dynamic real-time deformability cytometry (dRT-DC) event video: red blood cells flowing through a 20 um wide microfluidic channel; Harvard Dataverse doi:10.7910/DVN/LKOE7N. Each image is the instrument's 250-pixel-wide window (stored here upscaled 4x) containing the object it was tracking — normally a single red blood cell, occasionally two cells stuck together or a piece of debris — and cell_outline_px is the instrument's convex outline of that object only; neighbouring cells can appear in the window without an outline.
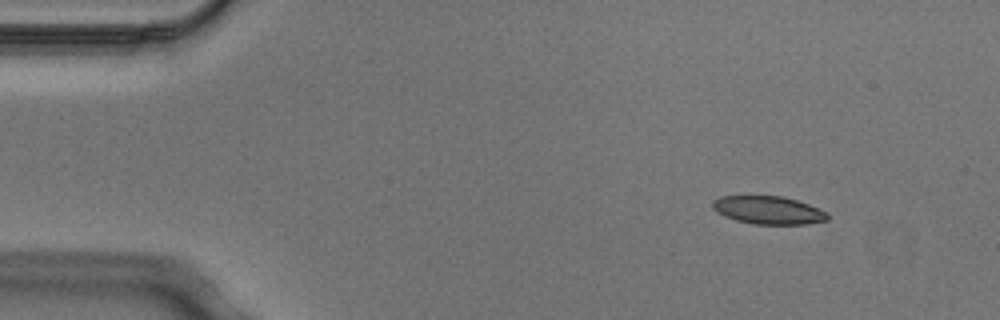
{"species": "Egyptian fruit bat (a non-hibernating species)", "species_latin": "Rousettus aegyptiacus", "temperature_condition": "cold", "stored_images_in_passage": 4, "camera_frame_rate_fps": 3000, "um_per_image_px": 0.085, "animal": {"sex": "male"}, "frame": {"image": 1, "passage_image": 2, "time_ms": 0.333, "image_size_px": [1000, 320], "cell_outline_px": [[828, 220], [804, 224], [752, 224], [736, 220], [724, 216], [716, 212], [712, 208], [712, 200], [720, 196], [780, 196], [796, 200], [808, 204], [828, 212]], "centroid_in_image_um": [65.28, 17.86], "position_along_channel_um": 19.7, "area_um2": 18.79}}